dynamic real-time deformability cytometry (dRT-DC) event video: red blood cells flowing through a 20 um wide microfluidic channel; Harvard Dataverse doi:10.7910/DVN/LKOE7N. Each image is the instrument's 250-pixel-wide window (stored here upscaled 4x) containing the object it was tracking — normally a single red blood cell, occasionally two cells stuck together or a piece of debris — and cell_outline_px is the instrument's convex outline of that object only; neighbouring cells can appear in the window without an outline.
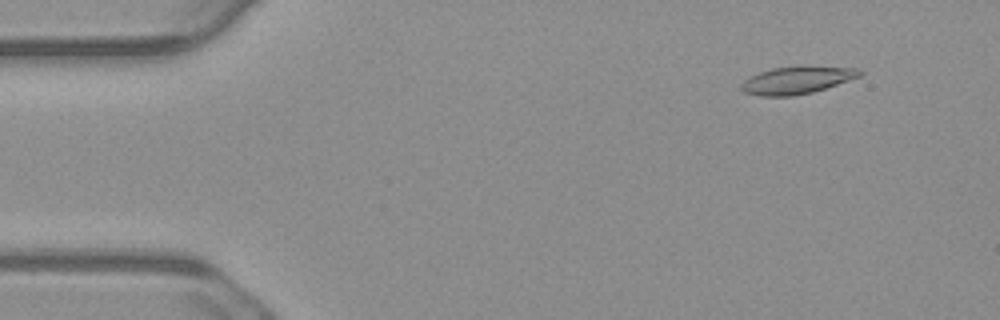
{"species": "common noctule bat (a hibernating species)", "species_latin": "Nyctalus noctula", "temperature_condition": "warm", "stored_images_in_passage": 54, "camera_frame_rate_fps": 3000, "um_per_image_px": 0.085, "animal": {"sex": "male", "body_mass_g": 23.1, "forearm_length_mm": 52.7}, "frame": {"image": 1, "passage_image": 5, "time_ms": 1.333, "image_size_px": [1000, 320], "cell_outline_px": [[864, 72], [860, 76], [812, 92], [792, 96], [760, 96], [744, 92], [740, 88], [740, 84], [744, 80], [760, 72], [772, 68], [800, 64], [804, 64], [860, 68]], "centroid_in_image_um": [67.76, 6.77], "position_along_channel_um": 17.2, "area_um2": 19.36}}
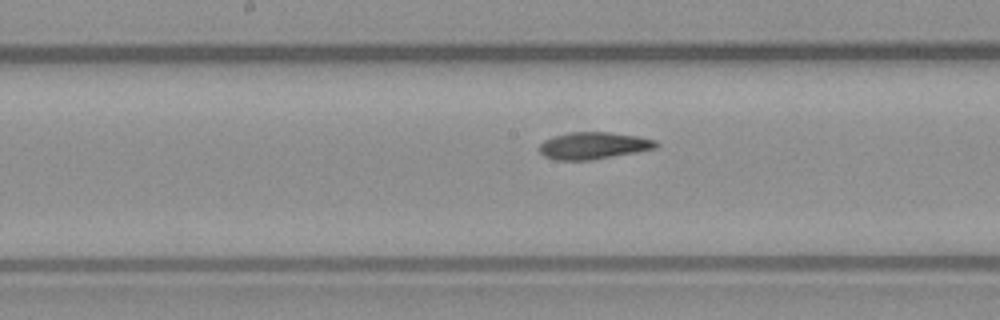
{"frame": {"image": 2, "passage_image": 27, "time_ms": 8.667, "image_size_px": [1000, 320], "cell_outline_px": [[660, 144], [656, 148], [636, 152], [592, 160], [556, 160], [544, 156], [536, 148], [544, 140], [552, 136], [568, 132], [608, 132], [636, 136], [656, 140]], "centroid_in_image_um": [50.4, 12.38], "position_along_channel_um": 197.8, "area_um2": 18.5}}
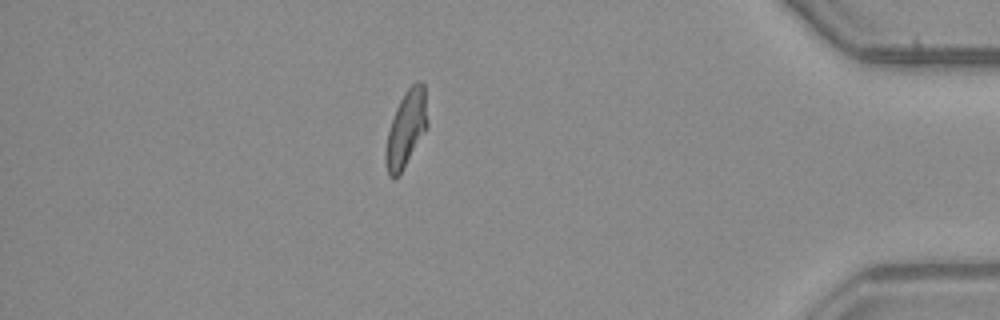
{"frame": {"image": 3, "passage_image": 47, "time_ms": 15.333, "image_size_px": [1000, 320], "cell_outline_px": [[428, 128], [400, 172], [392, 180], [388, 176], [384, 160], [384, 152], [388, 132], [396, 108], [404, 92], [412, 84], [420, 80], [424, 84], [428, 120]], "centroid_in_image_um": [34.52, 10.94], "position_along_channel_um": 400.7, "area_um2": 18.55}, "authors_computed_cell_mechanics": {"area_um2": 18.7272, "velocity_mm_per_s": 3.7469, "shape_relaxation_time_tau1_ms": null, "shape_relaxation_time_tau2_ms": 6.0094, "deformation_change_tau1": null, "deformation_change_tau2": 0.1476}}